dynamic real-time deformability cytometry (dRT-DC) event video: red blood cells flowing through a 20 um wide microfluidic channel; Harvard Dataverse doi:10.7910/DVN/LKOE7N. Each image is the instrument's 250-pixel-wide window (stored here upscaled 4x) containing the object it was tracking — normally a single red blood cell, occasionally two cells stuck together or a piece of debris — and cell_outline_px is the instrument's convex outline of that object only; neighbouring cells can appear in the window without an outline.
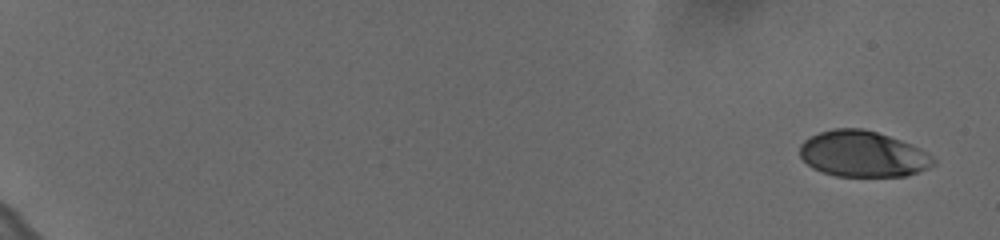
{"species": "human", "species_latin": "Homo sapiens", "temperature_condition": "cold", "stored_images_in_passage": 19, "camera_frame_rate_fps": 3000, "um_per_image_px": 0.085, "donor": {"sex": "female"}, "frame": {"image": 1, "passage_image": 1, "time_ms": 0.0, "image_size_px": [1000, 240], "cell_outline_px": [[936, 164], [928, 168], [904, 176], [836, 176], [812, 168], [800, 156], [800, 144], [804, 140], [820, 132], [832, 128], [860, 128], [876, 132], [912, 144], [920, 148], [932, 156], [936, 160]], "centroid_in_image_um": [73.34, 13.09], "position_along_channel_um": 11.7, "area_um2": 35.66}}
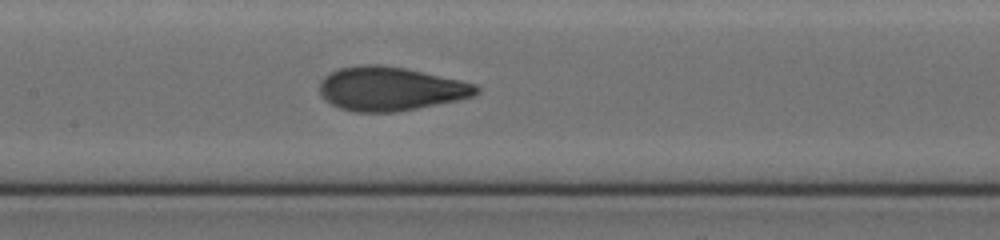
{"frame": {"image": 2, "passage_image": 14, "time_ms": 4.333, "image_size_px": [1000, 240], "cell_outline_px": [[480, 92], [472, 96], [456, 100], [416, 108], [392, 112], [356, 112], [340, 108], [324, 100], [320, 96], [320, 80], [324, 76], [340, 68], [364, 64], [380, 64], [404, 68], [460, 80], [476, 84], [480, 88]], "centroid_in_image_um": [33.15, 7.54], "position_along_channel_um": 174.2, "area_um2": 39.82}}
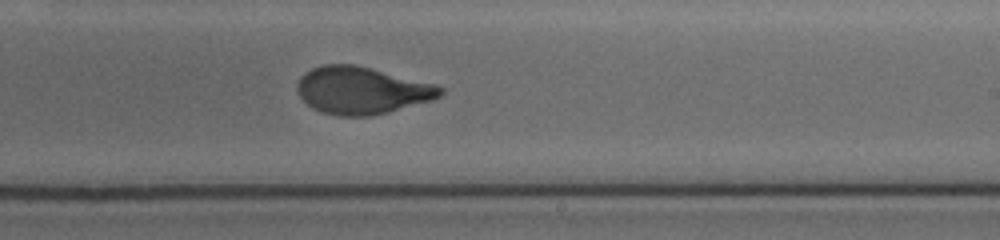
{"frame": {"image": 3, "passage_image": 19, "time_ms": 6.0, "image_size_px": [1000, 240], "cell_outline_px": [[444, 92], [440, 96], [432, 100], [388, 112], [372, 116], [340, 116], [324, 112], [312, 108], [300, 96], [296, 88], [300, 76], [304, 72], [312, 68], [324, 64], [352, 64], [436, 84], [444, 88]], "centroid_in_image_um": [30.75, 7.68], "position_along_channel_um": 258.3, "area_um2": 39.19}}